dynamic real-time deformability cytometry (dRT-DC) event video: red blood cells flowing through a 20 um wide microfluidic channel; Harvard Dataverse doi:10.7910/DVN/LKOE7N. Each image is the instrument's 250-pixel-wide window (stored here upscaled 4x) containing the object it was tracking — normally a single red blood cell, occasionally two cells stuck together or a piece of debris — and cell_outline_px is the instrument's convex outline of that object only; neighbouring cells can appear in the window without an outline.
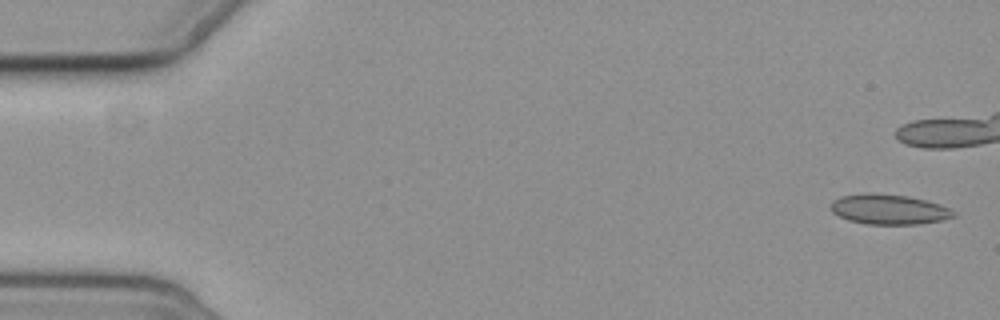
{"species": "common noctule bat (a hibernating species)", "species_latin": "Nyctalus noctula", "temperature_condition": "cold", "stored_images_in_passage": 12, "camera_frame_rate_fps": 3000, "um_per_image_px": 0.085, "animal": {"sex": "female", "body_mass_g": 19.3, "forearm_length_mm": 54.1}, "frame": {"image": 1, "passage_image": 1, "time_ms": 0.0, "image_size_px": [1000, 320], "cell_outline_px": [[956, 216], [944, 220], [920, 224], [864, 224], [848, 220], [832, 212], [832, 200], [840, 196], [864, 192], [868, 192], [908, 196], [940, 204], [956, 212]], "centroid_in_image_um": [75.56, 17.79], "position_along_channel_um": 9.4, "area_um2": 21.68}}